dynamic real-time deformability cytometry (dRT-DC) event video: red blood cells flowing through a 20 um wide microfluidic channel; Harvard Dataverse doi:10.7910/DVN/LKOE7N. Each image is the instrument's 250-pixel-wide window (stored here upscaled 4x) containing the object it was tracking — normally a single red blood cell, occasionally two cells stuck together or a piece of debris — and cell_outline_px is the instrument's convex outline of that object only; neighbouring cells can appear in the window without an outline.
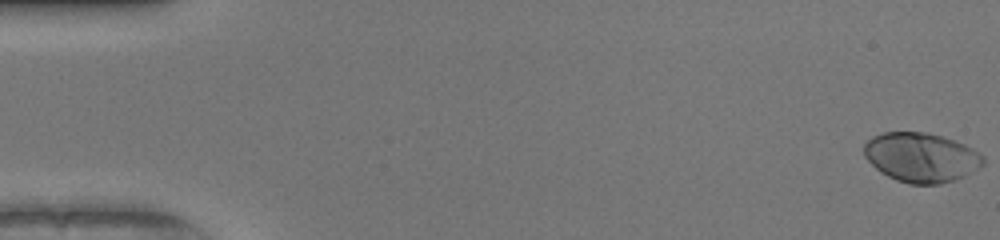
{"species": "human", "species_latin": "Homo sapiens", "temperature_condition": "warm", "stored_images_in_passage": 51, "camera_frame_rate_fps": 3000, "um_per_image_px": 0.085, "donor": {"sex": "female"}, "frame": {"image": 1, "passage_image": 1, "time_ms": 0.0, "image_size_px": [1000, 240], "cell_outline_px": [[984, 164], [964, 176], [956, 180], [940, 184], [908, 184], [896, 180], [880, 172], [864, 156], [864, 144], [872, 136], [884, 132], [924, 132], [940, 136], [964, 144], [972, 148], [984, 156]], "centroid_in_image_um": [78.29, 13.38], "position_along_channel_um": 6.7, "area_um2": 34.28}}
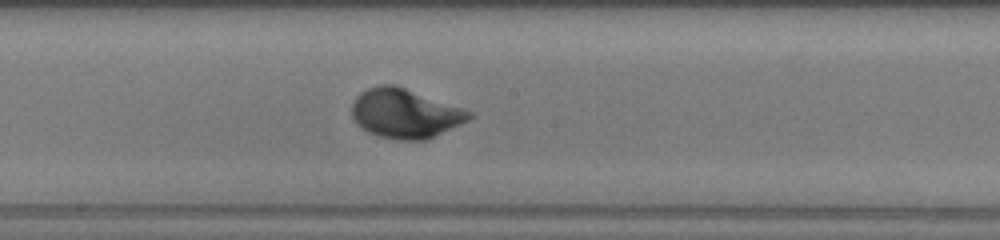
{"frame": {"image": 2, "passage_image": 28, "time_ms": 9.0, "image_size_px": [1000, 240], "cell_outline_px": [[472, 116], [468, 120], [460, 124], [424, 140], [396, 140], [380, 136], [368, 132], [356, 124], [352, 116], [352, 104], [356, 96], [360, 92], [368, 88], [380, 84], [396, 84], [464, 108], [472, 112]], "centroid_in_image_um": [34.4, 9.62], "position_along_channel_um": 213.8, "area_um2": 33.76}}
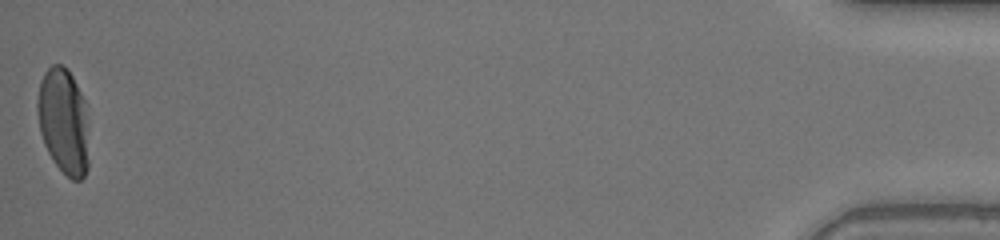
{"frame": {"image": 3, "passage_image": 51, "time_ms": 16.667, "image_size_px": [1000, 240], "cell_outline_px": [[88, 168], [84, 176], [80, 180], [72, 180], [52, 160], [44, 144], [40, 132], [36, 108], [36, 104], [40, 80], [44, 72], [52, 64], [60, 64], [68, 68], [84, 100], [88, 160]], "centroid_in_image_um": [5.36, 10.29], "position_along_channel_um": 429.8, "area_um2": 31.56}, "authors_computed_cell_mechanics": {"area_um2": 31.9056, "velocity_mm_per_s": 4.1171, "shape_relaxation_time_tau1_ms": 2.0887, "shape_relaxation_time_tau2_ms": null, "deformation_change_tau1": 0.1757, "deformation_change_tau2": null}}